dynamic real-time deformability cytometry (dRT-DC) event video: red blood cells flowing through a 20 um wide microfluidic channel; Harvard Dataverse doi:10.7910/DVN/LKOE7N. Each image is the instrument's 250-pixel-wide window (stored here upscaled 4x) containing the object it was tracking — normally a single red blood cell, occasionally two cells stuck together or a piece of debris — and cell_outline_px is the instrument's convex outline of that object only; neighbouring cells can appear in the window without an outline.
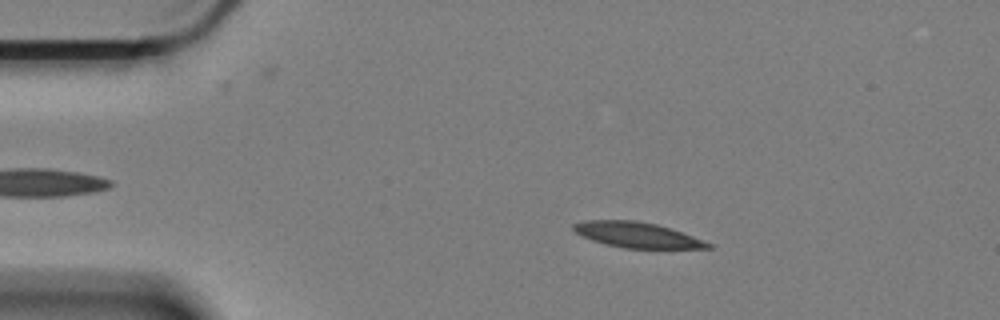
{"species": "Egyptian fruit bat (a non-hibernating species)", "species_latin": "Rousettus aegyptiacus", "temperature_condition": "cold", "stored_images_in_passage": 50, "camera_frame_rate_fps": 3000, "um_per_image_px": 0.085, "animal": {"sex": "female"}, "frame": {"image": 1, "passage_image": 9, "time_ms": 2.667, "image_size_px": [1000, 320], "cell_outline_px": [[716, 244], [712, 248], [624, 248], [604, 244], [580, 236], [572, 228], [572, 224], [584, 220], [636, 220], [656, 224], [672, 228]], "centroid_in_image_um": [54.18, 19.96], "position_along_channel_um": 30.8, "area_um2": 20.23}}
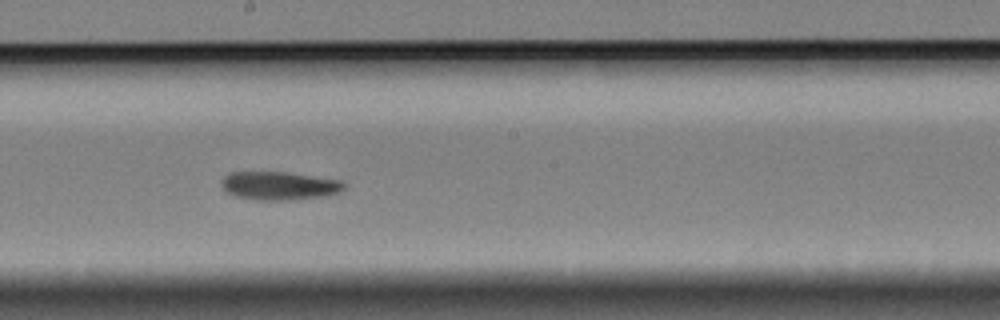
{"frame": {"image": 2, "passage_image": 31, "time_ms": 10.0, "image_size_px": [1000, 320], "cell_outline_px": [[348, 188], [340, 192], [328, 196], [288, 200], [256, 200], [236, 196], [228, 192], [220, 184], [220, 180], [228, 172], [288, 172], [344, 180], [348, 184]], "centroid_in_image_um": [23.82, 15.78], "position_along_channel_um": 224.4, "area_um2": 20.75}}
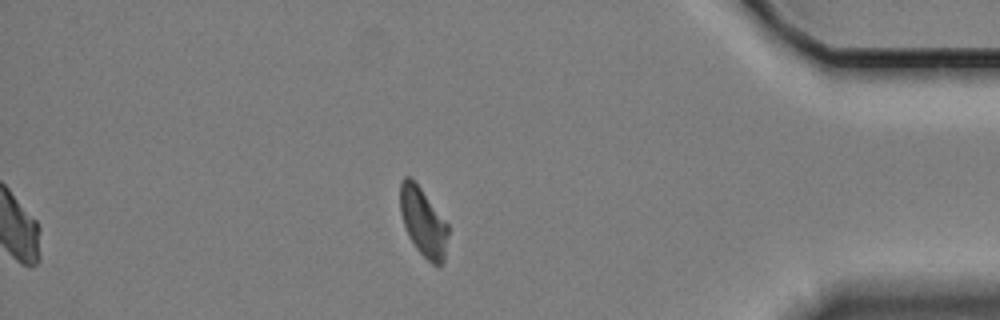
{"frame": {"image": 3, "passage_image": 50, "time_ms": 16.333, "image_size_px": [1000, 320], "cell_outline_px": [[448, 236], [444, 260], [440, 264], [432, 264], [416, 248], [408, 236], [400, 212], [400, 180], [404, 176], [408, 176], [420, 188], [448, 224]], "centroid_in_image_um": [35.96, 18.87], "position_along_channel_um": 399.2, "area_um2": 18.84}, "authors_computed_cell_mechanics": {"area_um2": 20.7502, "velocity_mm_per_s": 3.3095, "shape_relaxation_time_tau1_ms": 7.2338, "shape_relaxation_time_tau2_ms": 5.5637, "deformation_change_tau1": 0.1583, "deformation_change_tau2": 0.1112}}